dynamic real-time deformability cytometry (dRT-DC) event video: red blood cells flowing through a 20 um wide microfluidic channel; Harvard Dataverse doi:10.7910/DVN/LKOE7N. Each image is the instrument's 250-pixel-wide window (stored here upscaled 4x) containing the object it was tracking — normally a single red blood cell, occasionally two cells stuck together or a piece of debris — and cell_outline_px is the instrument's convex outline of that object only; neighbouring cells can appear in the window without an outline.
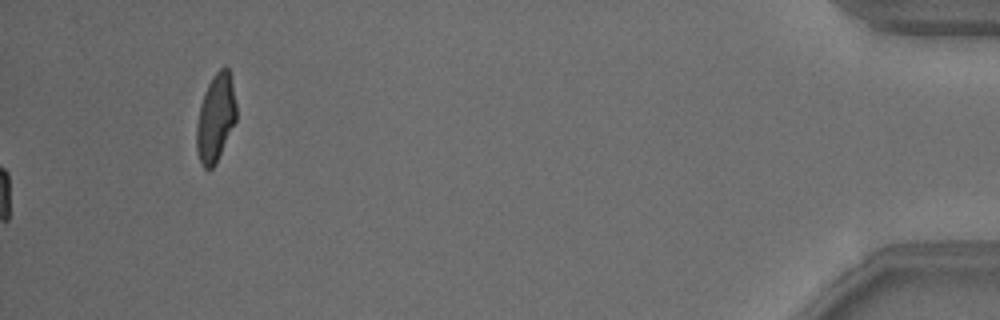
{"species": "common noctule bat (a hibernating species)", "species_latin": "Nyctalus noctula", "temperature_condition": "warm", "stored_images_in_passage": 53, "camera_frame_rate_fps": 3000, "um_per_image_px": 0.085, "animal": {"sex": "male", "body_mass_g": 18.8}, "frame": {"image": 1, "passage_image": 53, "time_ms": 17.333, "image_size_px": [1000, 320], "cell_outline_px": [[236, 120], [216, 164], [212, 168], [204, 168], [200, 160], [196, 148], [196, 124], [200, 104], [204, 92], [212, 76], [224, 64], [228, 68], [232, 84], [236, 104]], "centroid_in_image_um": [18.32, 10.0], "position_along_channel_um": 416.9, "area_um2": 20.35}, "authors_computed_cell_mechanics": {"area_um2": 20.3456, "velocity_mm_per_s": 3.8575, "shape_relaxation_time_tau1_ms": 3.7979, "shape_relaxation_time_tau2_ms": 1.3654, "deformation_change_tau1": 0.1504, "deformation_change_tau2": 0.0569}}